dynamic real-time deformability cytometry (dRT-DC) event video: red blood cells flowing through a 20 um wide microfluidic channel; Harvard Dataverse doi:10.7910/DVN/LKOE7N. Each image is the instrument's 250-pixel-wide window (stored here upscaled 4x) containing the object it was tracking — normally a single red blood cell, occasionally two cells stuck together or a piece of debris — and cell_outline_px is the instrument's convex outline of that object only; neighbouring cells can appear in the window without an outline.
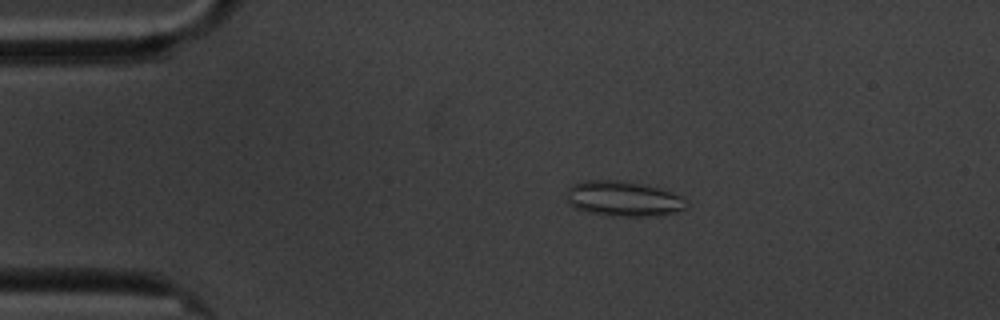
{"species": "common noctule bat (a hibernating species)", "species_latin": "Nyctalus noctula", "temperature_condition": "cold", "stored_images_in_passage": 58, "camera_frame_rate_fps": 3000, "um_per_image_px": 0.085, "animal": {"sex": "male", "body_mass_g": 20.1, "forearm_length_mm": 53.5}, "frame": {"image": 1, "passage_image": 11, "time_ms": 3.333, "image_size_px": [1000, 320], "cell_outline_px": [[688, 208], [664, 216], [604, 216], [588, 212], [576, 208], [568, 204], [568, 188], [572, 184], [584, 180], [628, 180], [656, 184], [684, 196], [688, 204]], "centroid_in_image_um": [53.1, 16.87], "position_along_channel_um": 31.9, "area_um2": 25.84}}
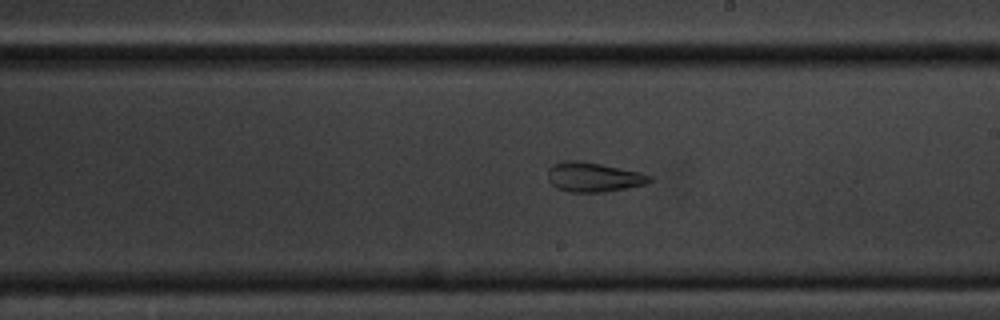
{"frame": {"image": 2, "passage_image": 33, "time_ms": 10.667, "image_size_px": [1000, 320], "cell_outline_px": [[652, 180], [644, 184], [604, 192], [572, 192], [556, 188], [548, 180], [548, 168], [552, 164], [564, 160], [576, 160], [600, 164], [640, 172], [652, 176]], "centroid_in_image_um": [50.4, 15.04], "position_along_channel_um": 238.6, "area_um2": 17.4}}
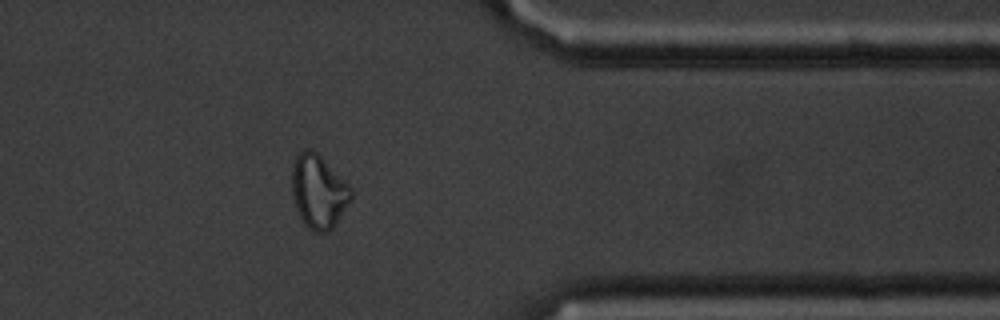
{"frame": {"image": 3, "passage_image": 47, "time_ms": 15.333, "image_size_px": [1000, 320], "cell_outline_px": [[352, 200], [336, 224], [328, 232], [316, 232], [308, 228], [304, 224], [296, 208], [292, 192], [292, 164], [296, 156], [304, 148], [312, 148], [352, 188]], "centroid_in_image_um": [27.08, 16.29], "position_along_channel_um": 384.3, "area_um2": 25.37}, "authors_computed_cell_mechanics": {"area_um2": 23.2934, "velocity_mm_per_s": 3.4125, "shape_relaxation_time_tau1_ms": null, "shape_relaxation_time_tau2_ms": 2.466, "deformation_change_tau1": null, "deformation_change_tau2": 0.0933}}